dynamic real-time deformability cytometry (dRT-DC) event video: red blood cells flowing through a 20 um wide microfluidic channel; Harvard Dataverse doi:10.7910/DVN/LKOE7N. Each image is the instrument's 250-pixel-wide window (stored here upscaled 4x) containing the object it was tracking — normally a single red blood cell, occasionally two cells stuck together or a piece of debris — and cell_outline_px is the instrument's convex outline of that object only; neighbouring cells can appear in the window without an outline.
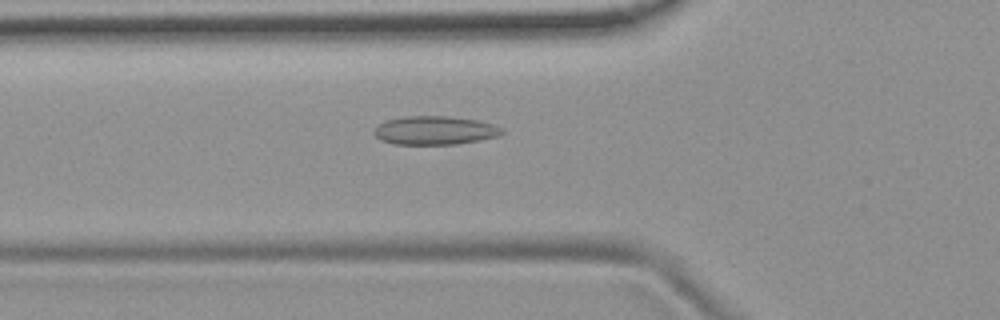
{"species": "common noctule bat (a hibernating species)", "species_latin": "Nyctalus noctula", "temperature_condition": "room temperature", "stored_images_in_passage": 53, "camera_frame_rate_fps": 3000, "um_per_image_px": 0.085, "animal": {"sex": "female", "body_mass_g": 19.9}, "frame": {"image": 1, "passage_image": 19, "time_ms": 6.0, "image_size_px": [1000, 320], "cell_outline_px": [[504, 132], [500, 136], [480, 140], [456, 144], [392, 144], [380, 140], [372, 132], [380, 124], [388, 120], [404, 116], [448, 116], [480, 120], [492, 124], [500, 128]], "centroid_in_image_um": [36.97, 11.08], "position_along_channel_um": 88.8, "area_um2": 21.33}}
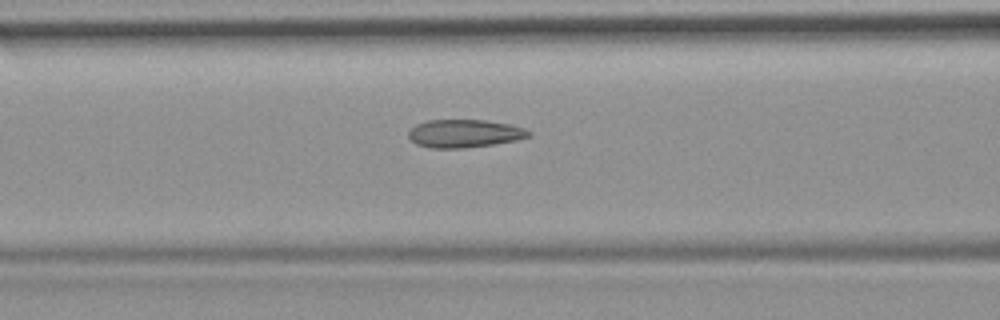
{"frame": {"image": 2, "passage_image": 22, "time_ms": 7.0, "image_size_px": [1000, 320], "cell_outline_px": [[532, 132], [528, 136], [516, 140], [492, 144], [464, 148], [432, 148], [416, 144], [408, 136], [408, 132], [416, 124], [428, 120], [484, 120], [508, 124], [524, 128]], "centroid_in_image_um": [39.45, 11.34], "position_along_channel_um": 127.1, "area_um2": 19.42}}
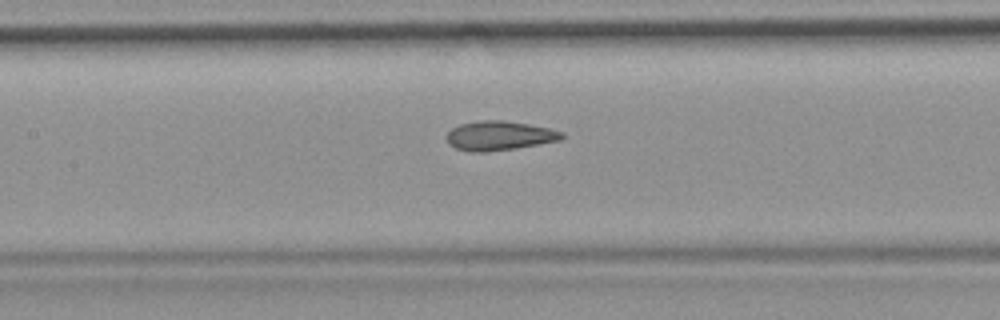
{"frame": {"image": 3, "passage_image": 25, "time_ms": 8.0, "image_size_px": [1000, 320], "cell_outline_px": [[564, 136], [560, 140], [516, 148], [484, 152], [472, 152], [456, 148], [448, 144], [448, 132], [452, 128], [460, 124], [480, 120], [504, 120], [528, 124], [548, 128], [564, 132]], "centroid_in_image_um": [42.44, 11.53], "position_along_channel_um": 165.0, "area_um2": 19.54}, "authors_computed_cell_mechanics": {"area_um2": 20.1722, "velocity_mm_per_s": 3.7741, "shape_relaxation_time_tau1_ms": null, "shape_relaxation_time_tau2_ms": 2.5061, "deformation_change_tau1": null, "deformation_change_tau2": 0.0924}}